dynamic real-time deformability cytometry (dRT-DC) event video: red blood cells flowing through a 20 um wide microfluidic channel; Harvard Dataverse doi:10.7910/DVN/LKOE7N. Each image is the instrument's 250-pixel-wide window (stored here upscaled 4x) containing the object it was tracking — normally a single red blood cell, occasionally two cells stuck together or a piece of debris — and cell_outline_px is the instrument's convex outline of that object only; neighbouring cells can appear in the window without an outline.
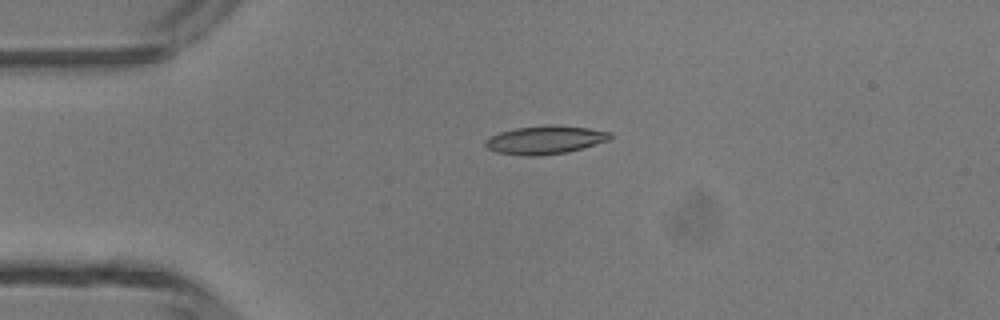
{"species": "common noctule bat (a hibernating species)", "species_latin": "Nyctalus noctula", "temperature_condition": "room temperature", "stored_images_in_passage": 4, "camera_frame_rate_fps": 3000, "um_per_image_px": 0.085, "animal": {"sex": "male", "body_mass_g": 13.3}, "frame": {"image": 1, "passage_image": 3, "time_ms": 3.333, "image_size_px": [1000, 320], "cell_outline_px": [[612, 136], [608, 140], [568, 152], [536, 156], [528, 156], [496, 152], [488, 148], [484, 144], [484, 140], [500, 132], [516, 128], [548, 124], [552, 124], [588, 128], [612, 132]], "centroid_in_image_um": [46.33, 11.88], "position_along_channel_um": 38.7, "area_um2": 20.52}}